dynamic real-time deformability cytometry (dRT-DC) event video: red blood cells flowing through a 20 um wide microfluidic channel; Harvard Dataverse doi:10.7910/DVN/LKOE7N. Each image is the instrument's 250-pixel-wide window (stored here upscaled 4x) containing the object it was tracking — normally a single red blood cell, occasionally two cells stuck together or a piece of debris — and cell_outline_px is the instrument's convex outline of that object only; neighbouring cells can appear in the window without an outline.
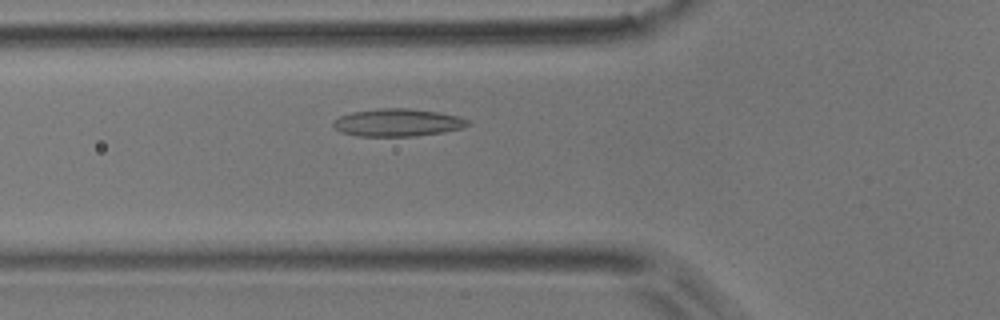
{"species": "common noctule bat (a hibernating species)", "species_latin": "Nyctalus noctula", "temperature_condition": "room temperature", "stored_images_in_passage": 45, "camera_frame_rate_fps": 3000, "um_per_image_px": 0.085, "animal": {"sex": "male", "body_mass_g": 17.9}, "frame": {"image": 1, "passage_image": 12, "time_ms": 3.667, "image_size_px": [1000, 320], "cell_outline_px": [[468, 124], [464, 128], [440, 132], [412, 136], [356, 136], [340, 132], [332, 124], [332, 120], [340, 116], [352, 112], [380, 108], [404, 108], [436, 112], [460, 116], [468, 120]], "centroid_in_image_um": [33.75, 10.42], "position_along_channel_um": 92.1, "area_um2": 21.5}}
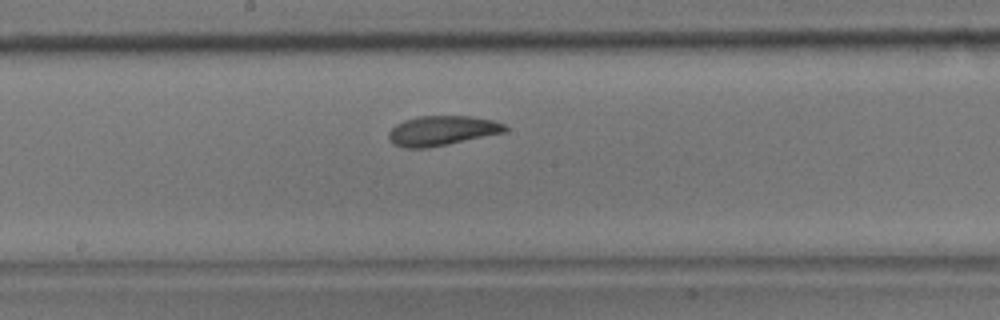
{"frame": {"image": 2, "passage_image": 21, "time_ms": 6.667, "image_size_px": [1000, 320], "cell_outline_px": [[508, 128], [504, 132], [448, 144], [428, 148], [404, 148], [392, 144], [388, 140], [388, 132], [396, 124], [404, 120], [420, 116], [472, 116], [492, 120], [504, 124]], "centroid_in_image_um": [37.51, 11.11], "position_along_channel_um": 210.7, "area_um2": 20.17}}
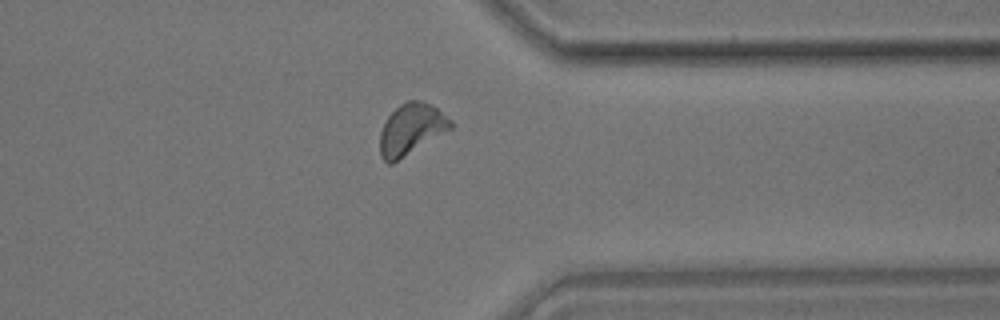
{"frame": {"image": 3, "passage_image": 34, "time_ms": 11.0, "image_size_px": [1000, 320], "cell_outline_px": [[452, 128], [392, 164], [388, 164], [380, 156], [380, 132], [388, 116], [400, 104], [408, 100], [420, 100], [436, 108], [452, 120]], "centroid_in_image_um": [34.93, 10.99], "position_along_channel_um": 376.5, "area_um2": 20.81}, "authors_computed_cell_mechanics": {"area_um2": 20.1722, "velocity_mm_per_s": 3.9407, "shape_relaxation_time_tau1_ms": 4.7303, "shape_relaxation_time_tau2_ms": 2.4304, "deformation_change_tau1": 0.1082, "deformation_change_tau2": 0.0826}}